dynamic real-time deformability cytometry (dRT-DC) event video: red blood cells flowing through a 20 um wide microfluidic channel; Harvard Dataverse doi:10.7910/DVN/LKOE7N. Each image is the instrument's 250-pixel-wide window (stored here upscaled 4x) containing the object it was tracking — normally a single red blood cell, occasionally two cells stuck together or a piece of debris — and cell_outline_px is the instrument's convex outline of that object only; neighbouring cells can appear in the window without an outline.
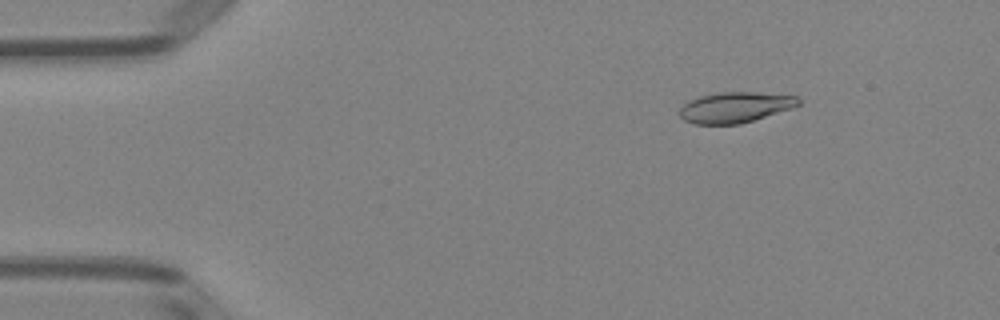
{"species": "Egyptian fruit bat (a non-hibernating species)", "species_latin": "Rousettus aegyptiacus", "temperature_condition": "room temperature", "stored_images_in_passage": 5, "camera_frame_rate_fps": 3000, "um_per_image_px": 0.085, "animal": {"sex": "female"}, "frame": {"image": 1, "passage_image": 2, "time_ms": 2.0, "image_size_px": [1000, 320], "cell_outline_px": [[800, 104], [792, 108], [740, 124], [692, 124], [684, 120], [680, 116], [680, 108], [688, 100], [700, 96], [720, 92], [752, 92], [796, 96], [800, 100]], "centroid_in_image_um": [62.46, 9.12], "position_along_channel_um": 22.5, "area_um2": 21.1}}
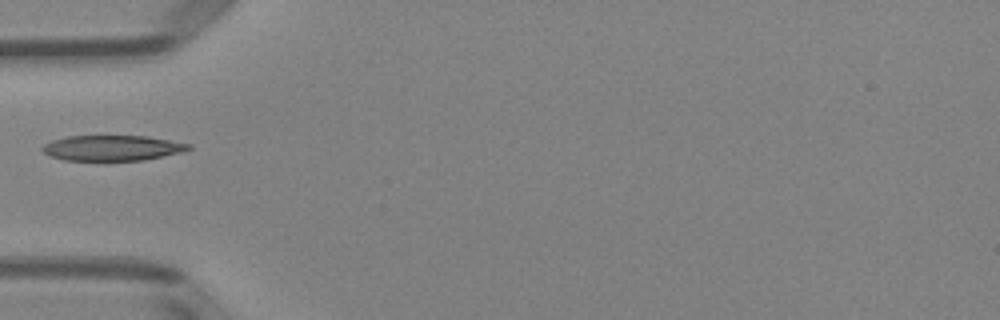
{"frame": {"image": 2, "passage_image": 5, "time_ms": 5.333, "image_size_px": [1000, 320], "cell_outline_px": [[192, 148], [180, 152], [144, 160], [64, 160], [52, 156], [44, 152], [40, 148], [44, 144], [52, 140], [68, 136], [148, 136], [192, 144]], "centroid_in_image_um": [9.55, 12.57], "position_along_channel_um": 75.5, "area_um2": 21.5}}